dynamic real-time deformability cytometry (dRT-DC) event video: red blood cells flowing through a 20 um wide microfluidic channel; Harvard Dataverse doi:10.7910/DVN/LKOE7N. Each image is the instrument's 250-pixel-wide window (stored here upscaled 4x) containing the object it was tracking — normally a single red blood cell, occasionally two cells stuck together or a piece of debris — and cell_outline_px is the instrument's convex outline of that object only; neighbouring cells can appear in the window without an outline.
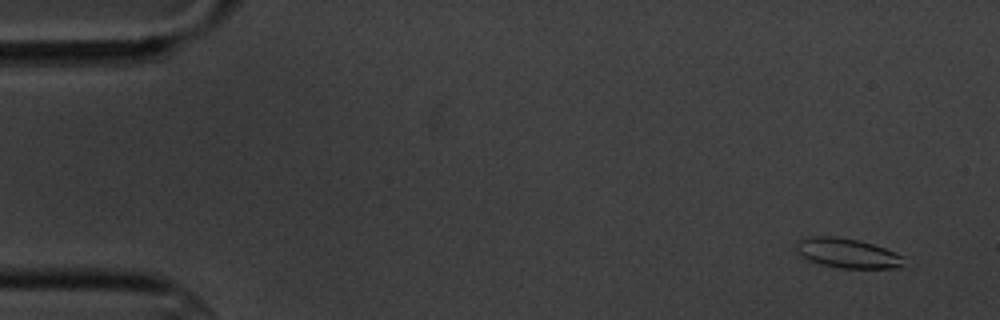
{"species": "common noctule bat (a hibernating species)", "species_latin": "Nyctalus noctula", "temperature_condition": "cold", "stored_images_in_passage": 7, "camera_frame_rate_fps": 3000, "um_per_image_px": 0.085, "animal": {"sex": "male", "body_mass_g": 20.1, "forearm_length_mm": 53.5}, "frame": {"image": 1, "passage_image": 2, "time_ms": 1.0, "image_size_px": [1000, 320], "cell_outline_px": [[908, 264], [900, 268], [840, 268], [820, 264], [808, 260], [800, 256], [796, 252], [796, 240], [808, 236], [836, 236], [860, 240], [884, 248], [904, 256], [908, 260]], "centroid_in_image_um": [72.05, 21.52], "position_along_channel_um": 13.0, "area_um2": 19.13}}
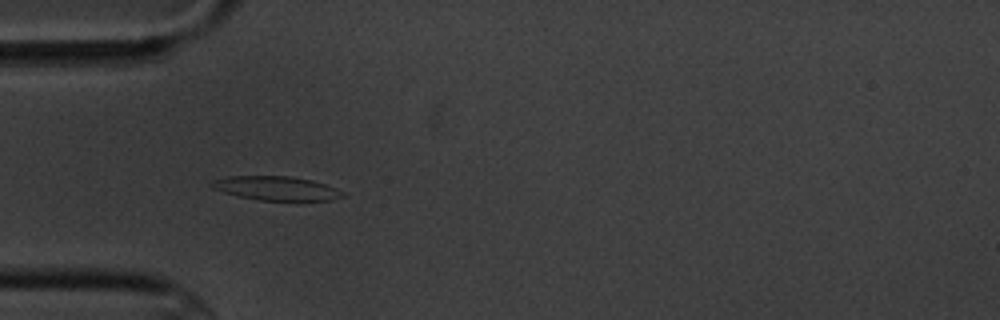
{"frame": {"image": 2, "passage_image": 6, "time_ms": 5.667, "image_size_px": [1000, 320], "cell_outline_px": [[344, 196], [328, 200], [260, 200], [236, 196], [212, 188], [208, 184], [212, 180], [228, 176], [288, 176], [312, 180], [336, 188], [344, 192]], "centroid_in_image_um": [23.42, 16.0], "position_along_channel_um": 61.6, "area_um2": 18.26}}
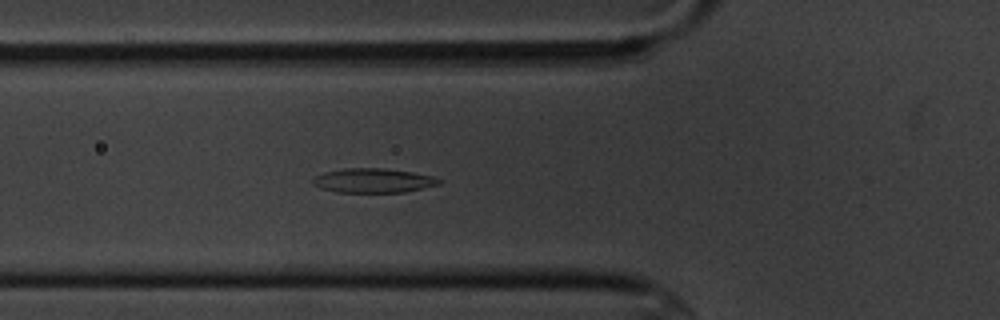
{"frame": {"image": 3, "passage_image": 7, "time_ms": 6.667, "image_size_px": [1000, 320], "cell_outline_px": [[444, 180], [440, 184], [404, 192], [336, 192], [320, 188], [312, 184], [312, 180], [316, 176], [324, 172], [344, 168], [384, 168], [412, 172], [432, 176]], "centroid_in_image_um": [31.72, 15.34], "position_along_channel_um": 94.1, "area_um2": 17.92}}